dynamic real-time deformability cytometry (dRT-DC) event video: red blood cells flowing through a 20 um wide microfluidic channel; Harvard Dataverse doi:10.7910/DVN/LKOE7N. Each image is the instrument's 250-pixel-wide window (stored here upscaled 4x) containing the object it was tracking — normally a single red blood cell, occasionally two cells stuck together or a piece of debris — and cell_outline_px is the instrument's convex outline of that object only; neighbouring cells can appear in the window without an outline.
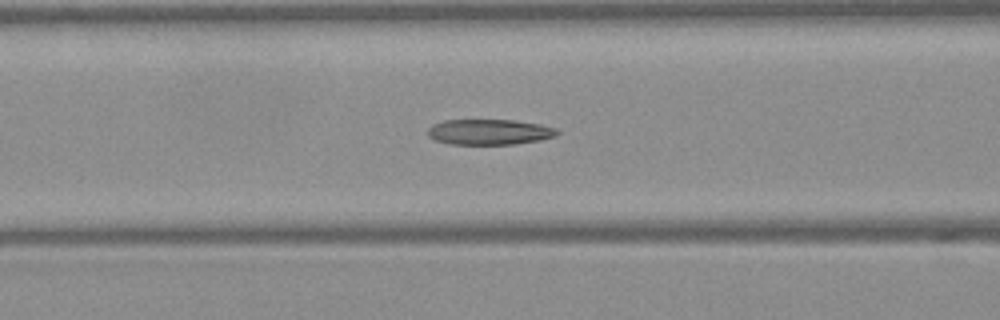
{"species": "Egyptian fruit bat (a non-hibernating species)", "species_latin": "Rousettus aegyptiacus", "temperature_condition": "warm", "stored_images_in_passage": 49, "camera_frame_rate_fps": 3000, "um_per_image_px": 0.085, "frame": {"image": 1, "passage_image": 20, "time_ms": 6.333, "image_size_px": [1000, 320], "cell_outline_px": [[560, 132], [556, 136], [540, 140], [516, 144], [448, 144], [436, 140], [428, 136], [428, 128], [432, 124], [444, 120], [512, 120], [540, 124], [556, 128]], "centroid_in_image_um": [41.6, 11.22], "position_along_channel_um": 125.0, "area_um2": 19.31}}
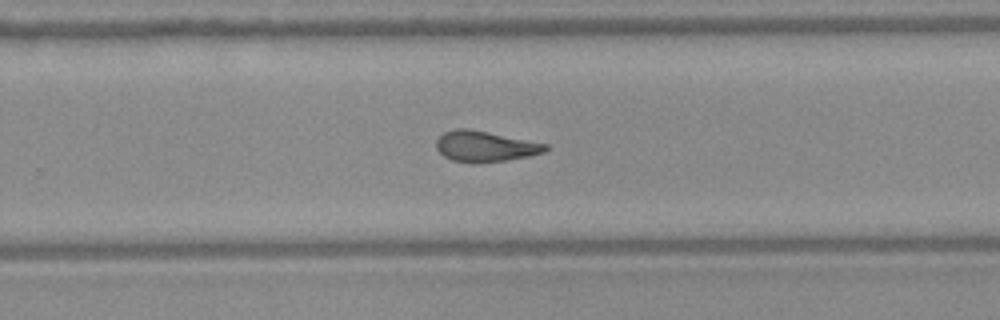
{"frame": {"image": 2, "passage_image": 32, "time_ms": 10.333, "image_size_px": [1000, 320], "cell_outline_px": [[548, 148], [544, 152], [528, 156], [504, 160], [476, 164], [472, 164], [452, 160], [444, 156], [436, 148], [436, 140], [444, 132], [456, 128], [468, 128], [548, 144]], "centroid_in_image_um": [41.2, 12.44], "position_along_channel_um": 288.6, "area_um2": 19.54}}
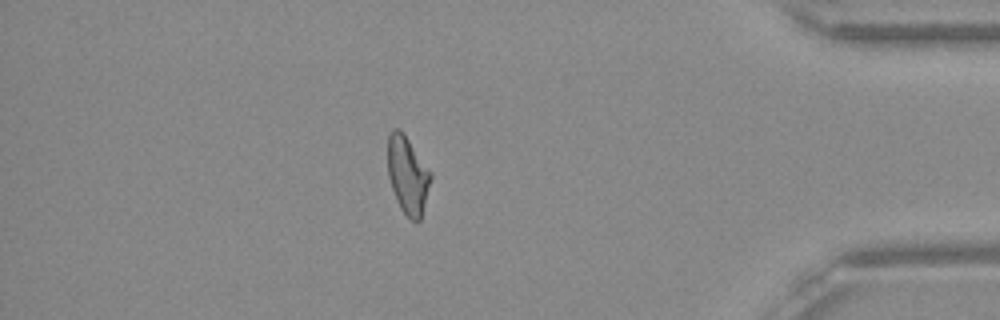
{"frame": {"image": 3, "passage_image": 43, "time_ms": 14.0, "image_size_px": [1000, 320], "cell_outline_px": [[432, 176], [420, 220], [416, 224], [400, 208], [396, 200], [388, 176], [388, 136], [392, 128], [400, 128], [404, 132], [432, 172]], "centroid_in_image_um": [34.65, 14.84], "position_along_channel_um": 400.5, "area_um2": 19.59}, "authors_computed_cell_mechanics": {"area_um2": 19.9988, "velocity_mm_per_s": 4.0936, "shape_relaxation_time_tau1_ms": null, "shape_relaxation_time_tau2_ms": 3.0473, "deformation_change_tau1": null, "deformation_change_tau2": 0.1264}}